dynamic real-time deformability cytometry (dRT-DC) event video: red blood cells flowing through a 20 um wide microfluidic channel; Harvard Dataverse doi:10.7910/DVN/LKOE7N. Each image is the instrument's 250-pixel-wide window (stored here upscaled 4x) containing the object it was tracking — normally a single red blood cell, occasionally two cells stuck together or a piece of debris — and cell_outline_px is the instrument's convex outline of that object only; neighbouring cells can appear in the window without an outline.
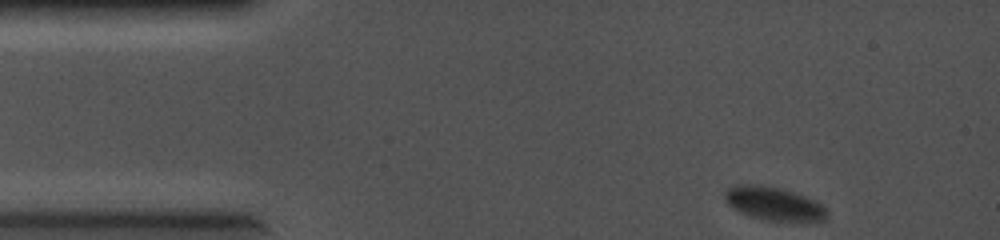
{"species": "common noctule bat (a hibernating species)", "species_latin": "Nyctalus noctula", "temperature_condition": "cold", "stored_images_in_passage": 65, "camera_frame_rate_fps": 5000, "um_per_image_px": 0.085, "animal": {"sex": "female", "body_mass_g": 19.0, "forearm_length_mm": 56.7}, "frame": {"image": 1, "passage_image": 1, "time_ms": 0.0, "image_size_px": [1000, 240], "cell_outline_px": [[828, 220], [804, 224], [764, 220], [740, 212], [732, 208], [728, 204], [724, 196], [724, 192], [728, 188], [736, 184], [756, 184], [776, 188], [792, 192], [804, 196], [820, 204], [828, 212]], "centroid_in_image_um": [65.82, 17.37], "position_along_channel_um": 19.2, "area_um2": 20.35}}
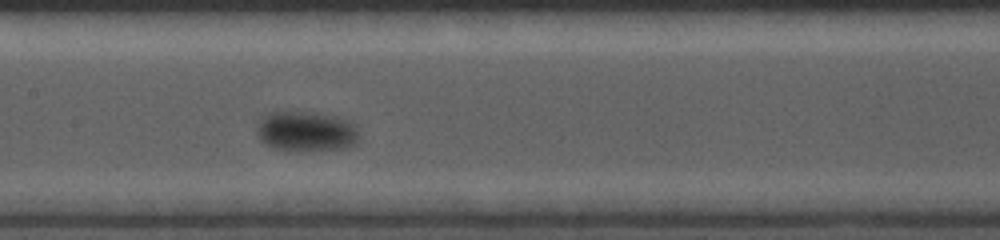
{"frame": {"image": 2, "passage_image": 29, "time_ms": 5.6, "image_size_px": [1000, 240], "cell_outline_px": [[356, 144], [344, 148], [272, 148], [260, 140], [256, 132], [260, 120], [268, 112], [276, 108], [312, 112], [336, 116], [352, 124], [356, 128]], "centroid_in_image_um": [25.92, 11.07], "position_along_channel_um": 181.5, "area_um2": 23.47}}
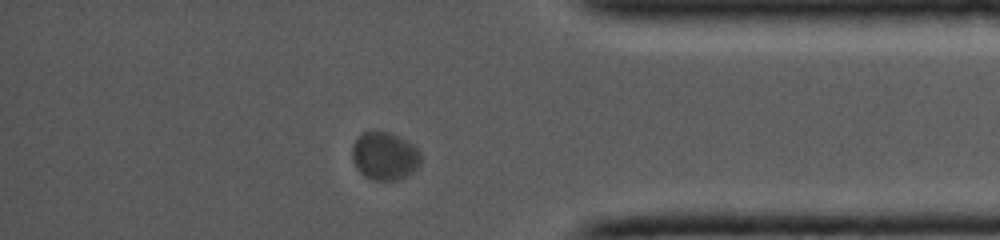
{"frame": {"image": 3, "passage_image": 56, "time_ms": 11.0, "image_size_px": [1000, 240], "cell_outline_px": [[420, 164], [412, 172], [396, 180], [372, 180], [364, 176], [356, 168], [352, 160], [352, 144], [356, 136], [364, 132], [388, 132], [408, 140], [420, 152]], "centroid_in_image_um": [32.66, 13.25], "position_along_channel_um": 402.5, "area_um2": 19.25}}